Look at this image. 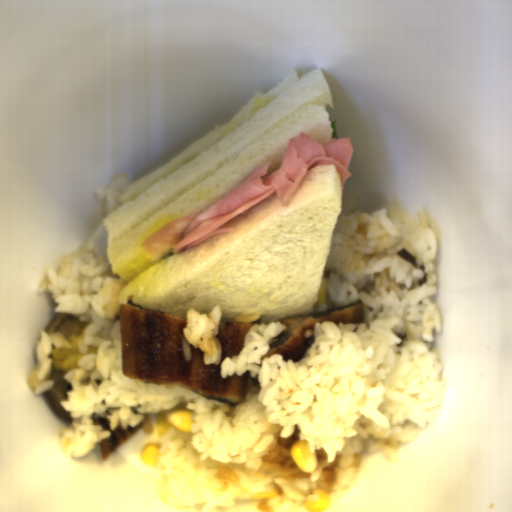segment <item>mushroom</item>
Segmentation results:
<instances>
[{
  "label": "mushroom",
  "mask_w": 512,
  "mask_h": 512,
  "mask_svg": "<svg viewBox=\"0 0 512 512\" xmlns=\"http://www.w3.org/2000/svg\"><path fill=\"white\" fill-rule=\"evenodd\" d=\"M51 372L50 376L46 378V380H52L53 385L46 391L42 392L46 401L57 414L58 417L66 420L73 421L75 420L74 416L71 415V412L67 409L63 408L60 401H69V394L67 391L74 390V386L71 382L64 378V375L67 374L65 370L55 369L53 363H50ZM45 380V381H46Z\"/></svg>",
  "instance_id": "983e1aa8"
},
{
  "label": "mushroom",
  "mask_w": 512,
  "mask_h": 512,
  "mask_svg": "<svg viewBox=\"0 0 512 512\" xmlns=\"http://www.w3.org/2000/svg\"><path fill=\"white\" fill-rule=\"evenodd\" d=\"M93 320L89 315L84 321H80L79 317L75 314L68 312H58L54 319L47 324L44 331L47 334L60 333L70 343V336L74 334L76 337L80 336L83 329L87 327Z\"/></svg>",
  "instance_id": "81393ffc"
}]
</instances>
